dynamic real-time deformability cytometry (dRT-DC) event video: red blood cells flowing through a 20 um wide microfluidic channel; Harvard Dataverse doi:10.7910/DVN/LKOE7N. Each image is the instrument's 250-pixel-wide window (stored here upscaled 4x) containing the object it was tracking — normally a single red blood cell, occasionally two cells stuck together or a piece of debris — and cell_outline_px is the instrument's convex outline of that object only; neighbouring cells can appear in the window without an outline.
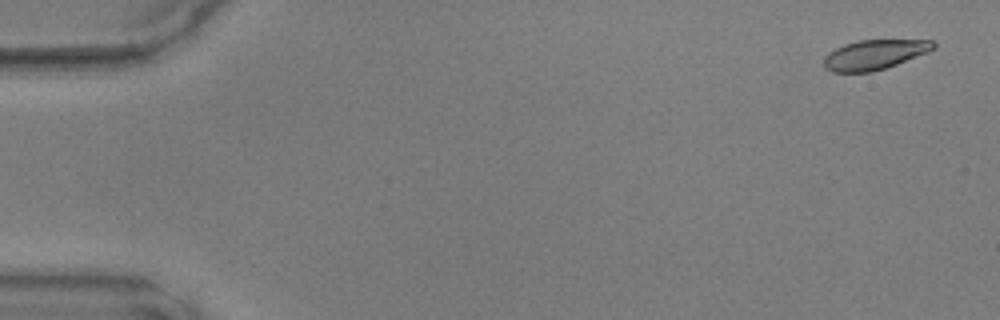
{"species": "common noctule bat (a hibernating species)", "species_latin": "Nyctalus noctula", "temperature_condition": "warm", "stored_images_in_passage": 48, "camera_frame_rate_fps": 3000, "um_per_image_px": 0.085, "animal": {"sex": "male", "body_mass_g": 17.9, "forearm_length_mm": 54.2}, "frame": {"image": 1, "passage_image": 2, "time_ms": 0.333, "image_size_px": [1000, 320], "cell_outline_px": [[936, 48], [928, 52], [896, 64], [872, 72], [832, 72], [824, 68], [824, 56], [828, 52], [844, 44], [860, 40], [932, 40], [936, 44]], "centroid_in_image_um": [74.31, 4.64], "position_along_channel_um": 10.7, "area_um2": 18.96}}
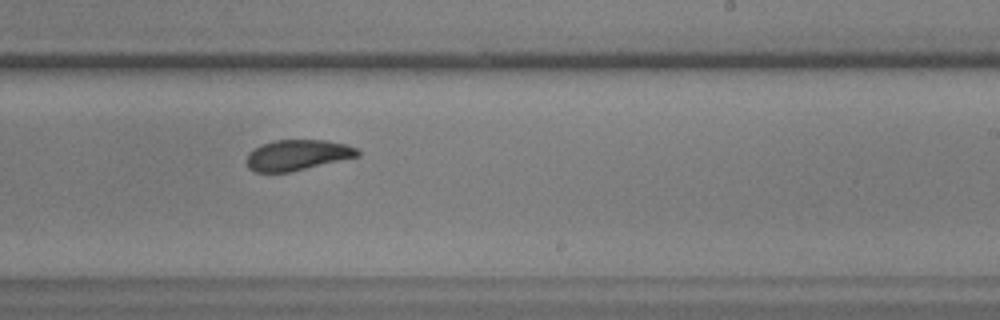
{"frame": {"image": 2, "passage_image": 30, "time_ms": 9.667, "image_size_px": [1000, 320], "cell_outline_px": [[360, 156], [288, 172], [256, 172], [248, 168], [244, 160], [248, 152], [272, 140], [324, 140], [348, 144], [356, 148], [360, 152]], "centroid_in_image_um": [25.26, 13.17], "position_along_channel_um": 263.7, "area_um2": 19.83}}
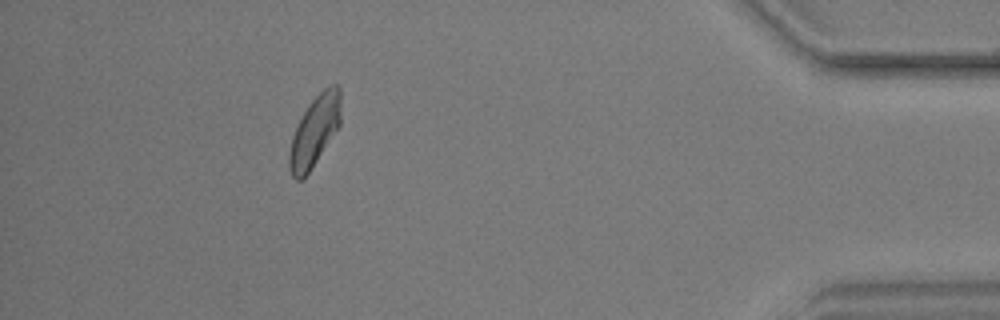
{"frame": {"image": 3, "passage_image": 44, "time_ms": 14.333, "image_size_px": [1000, 320], "cell_outline_px": [[340, 124], [308, 172], [300, 180], [296, 180], [292, 176], [288, 168], [288, 152], [292, 136], [308, 104], [324, 88], [332, 84], [340, 84]], "centroid_in_image_um": [26.72, 11.12], "position_along_channel_um": 408.5, "area_um2": 20.75}}